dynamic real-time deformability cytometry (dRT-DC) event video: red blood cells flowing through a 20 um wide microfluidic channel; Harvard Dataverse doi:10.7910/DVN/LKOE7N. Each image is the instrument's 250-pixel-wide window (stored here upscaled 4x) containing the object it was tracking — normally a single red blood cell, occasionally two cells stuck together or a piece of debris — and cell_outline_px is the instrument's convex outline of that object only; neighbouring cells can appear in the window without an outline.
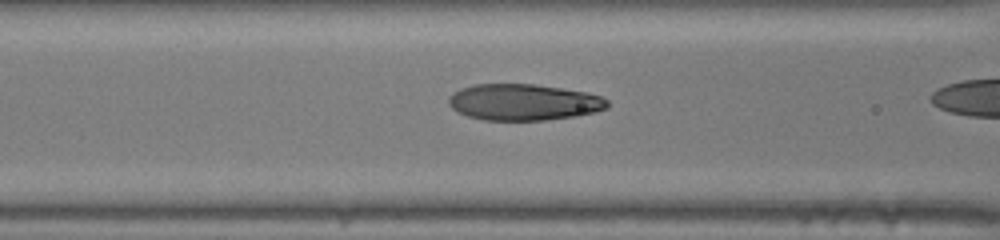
{"species": "human", "species_latin": "Homo sapiens", "temperature_condition": "room temperature", "stored_images_in_passage": 26, "camera_frame_rate_fps": 3000, "um_per_image_px": 0.085, "donor": {"sex": "male"}, "frame": {"image": 1, "passage_image": 8, "time_ms": 2.333, "image_size_px": [1000, 240], "cell_outline_px": [[608, 108], [596, 112], [576, 116], [544, 120], [484, 120], [468, 116], [456, 112], [448, 104], [448, 96], [452, 92], [460, 88], [476, 84], [536, 84], [588, 92], [600, 96], [608, 100]], "centroid_in_image_um": [44.49, 8.68], "position_along_channel_um": 122.1, "area_um2": 33.93}}
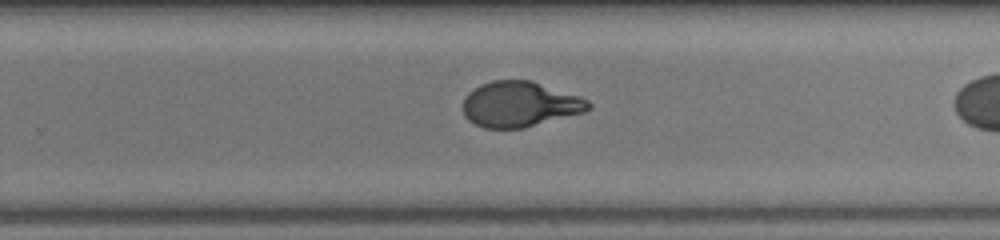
{"frame": {"image": 2, "passage_image": 19, "time_ms": 6.0, "image_size_px": [1000, 240], "cell_outline_px": [[592, 108], [584, 112], [524, 128], [484, 128], [468, 120], [464, 116], [464, 100], [468, 92], [480, 84], [492, 80], [532, 80], [580, 96], [588, 100], [592, 104]], "centroid_in_image_um": [44.2, 8.85], "position_along_channel_um": 285.6, "area_um2": 33.35}}
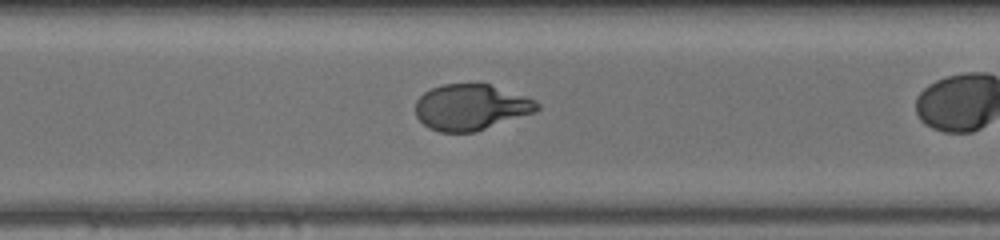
{"frame": {"image": 3, "passage_image": 22, "time_ms": 7.0, "image_size_px": [1000, 240], "cell_outline_px": [[540, 108], [536, 112], [476, 132], [440, 132], [428, 128], [416, 116], [416, 100], [424, 92], [432, 88], [444, 84], [488, 84], [536, 100], [540, 104]], "centroid_in_image_um": [40.03, 9.13], "position_along_channel_um": 330.6, "area_um2": 32.48}}